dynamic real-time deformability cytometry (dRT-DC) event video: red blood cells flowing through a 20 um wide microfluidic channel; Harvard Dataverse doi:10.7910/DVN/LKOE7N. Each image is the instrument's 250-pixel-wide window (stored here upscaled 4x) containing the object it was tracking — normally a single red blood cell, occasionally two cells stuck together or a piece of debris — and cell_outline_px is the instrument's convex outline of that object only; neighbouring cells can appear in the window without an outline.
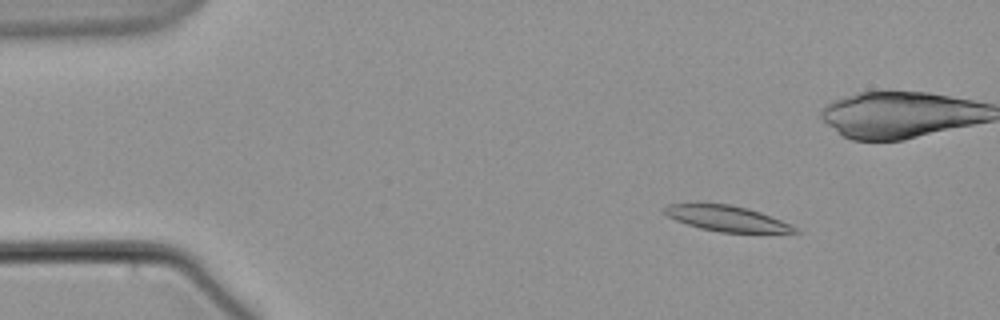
{"species": "common noctule bat (a hibernating species)", "species_latin": "Nyctalus noctula", "temperature_condition": "warm", "stored_images_in_passage": 7, "camera_frame_rate_fps": 3000, "um_per_image_px": 0.085, "animal": {"sex": "male", "body_mass_g": 21.5, "forearm_length_mm": 52.0}, "frame": {"image": 1, "passage_image": 2, "time_ms": 2.0, "image_size_px": [1000, 320], "cell_outline_px": [[804, 232], [720, 232], [700, 228], [676, 220], [668, 216], [664, 212], [664, 208], [668, 204], [732, 204], [748, 208], [760, 212], [780, 220]], "centroid_in_image_um": [61.77, 18.57], "position_along_channel_um": 23.2, "area_um2": 18.96}}
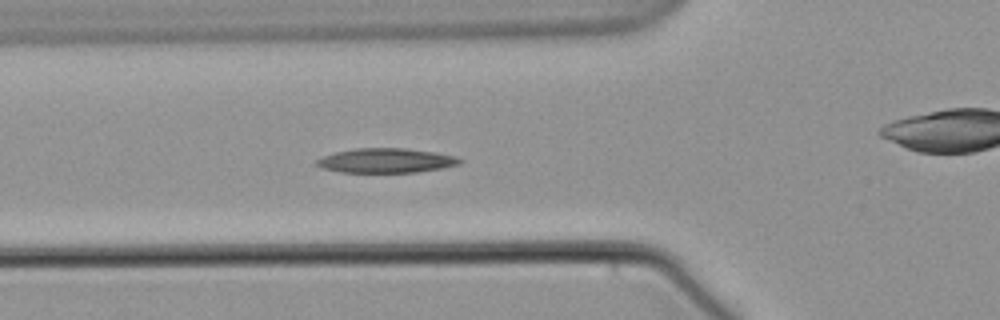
{"frame": {"image": 2, "passage_image": 6, "time_ms": 6.667, "image_size_px": [1000, 320], "cell_outline_px": [[464, 160], [460, 164], [440, 168], [416, 172], [340, 172], [324, 168], [316, 164], [316, 160], [324, 156], [336, 152], [356, 148], [404, 148], [432, 152], [456, 156]], "centroid_in_image_um": [32.83, 13.64], "position_along_channel_um": 93.0, "area_um2": 20.17}}